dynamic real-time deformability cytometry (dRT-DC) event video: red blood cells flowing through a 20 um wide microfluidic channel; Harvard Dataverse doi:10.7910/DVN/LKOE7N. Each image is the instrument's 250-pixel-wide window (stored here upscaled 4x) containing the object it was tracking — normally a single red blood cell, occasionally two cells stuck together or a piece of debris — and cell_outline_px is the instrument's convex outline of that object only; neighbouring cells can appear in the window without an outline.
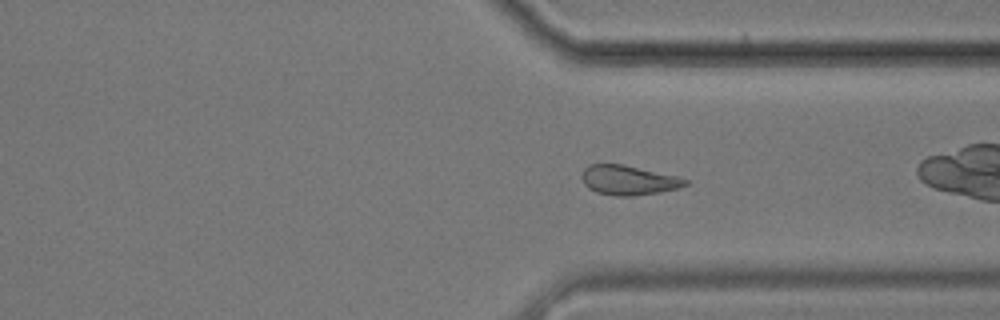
{"species": "common noctule bat (a hibernating species)", "species_latin": "Nyctalus noctula", "temperature_condition": "cold", "stored_images_in_passage": 55, "camera_frame_rate_fps": 3000, "um_per_image_px": 0.085, "animal": {"sex": "male", "body_mass_g": 17.9}, "frame": {"image": 1, "passage_image": 40, "time_ms": 13.0, "image_size_px": [1000, 320], "cell_outline_px": [[688, 184], [676, 188], [660, 192], [632, 196], [616, 196], [596, 192], [588, 188], [584, 184], [580, 176], [584, 168], [588, 164], [624, 164], [676, 176], [688, 180]], "centroid_in_image_um": [53.36, 15.31], "position_along_channel_um": 358.0, "area_um2": 17.86}, "authors_computed_cell_mechanics": {"area_um2": 19.074, "velocity_mm_per_s": 3.5067, "shape_relaxation_time_tau1_ms": 4.857, "shape_relaxation_time_tau2_ms": 4.5852, "deformation_change_tau1": 0.1177, "deformation_change_tau2": 0.1203}}